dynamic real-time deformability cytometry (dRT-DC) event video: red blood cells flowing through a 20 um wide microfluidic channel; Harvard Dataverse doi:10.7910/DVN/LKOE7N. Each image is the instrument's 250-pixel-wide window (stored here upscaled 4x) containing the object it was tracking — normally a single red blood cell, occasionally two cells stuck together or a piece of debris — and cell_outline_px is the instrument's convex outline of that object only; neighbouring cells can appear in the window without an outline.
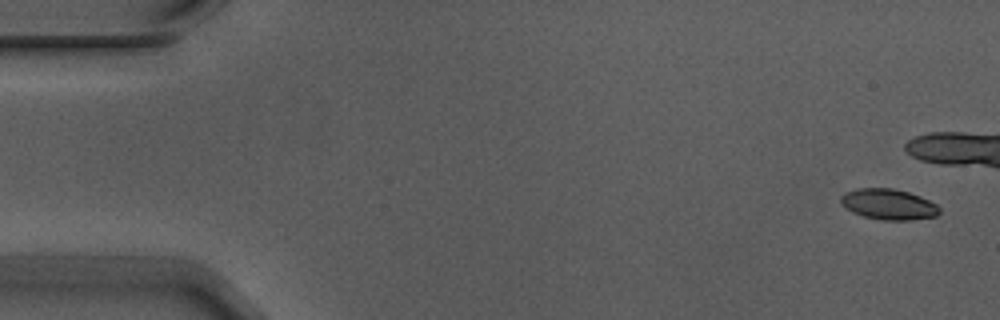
{"species": "Egyptian fruit bat (a non-hibernating species)", "species_latin": "Rousettus aegyptiacus", "temperature_condition": "warm", "stored_images_in_passage": 4, "camera_frame_rate_fps": 3000, "um_per_image_px": 0.085, "animal": {"sex": "male"}, "frame": {"image": 1, "passage_image": 1, "time_ms": 0.0, "image_size_px": [1000, 320], "cell_outline_px": [[940, 212], [936, 216], [908, 220], [880, 220], [864, 216], [852, 212], [840, 200], [840, 196], [844, 192], [856, 188], [892, 188], [908, 192], [920, 196], [936, 204], [940, 208]], "centroid_in_image_um": [75.52, 17.36], "position_along_channel_um": 9.5, "area_um2": 17.57}}